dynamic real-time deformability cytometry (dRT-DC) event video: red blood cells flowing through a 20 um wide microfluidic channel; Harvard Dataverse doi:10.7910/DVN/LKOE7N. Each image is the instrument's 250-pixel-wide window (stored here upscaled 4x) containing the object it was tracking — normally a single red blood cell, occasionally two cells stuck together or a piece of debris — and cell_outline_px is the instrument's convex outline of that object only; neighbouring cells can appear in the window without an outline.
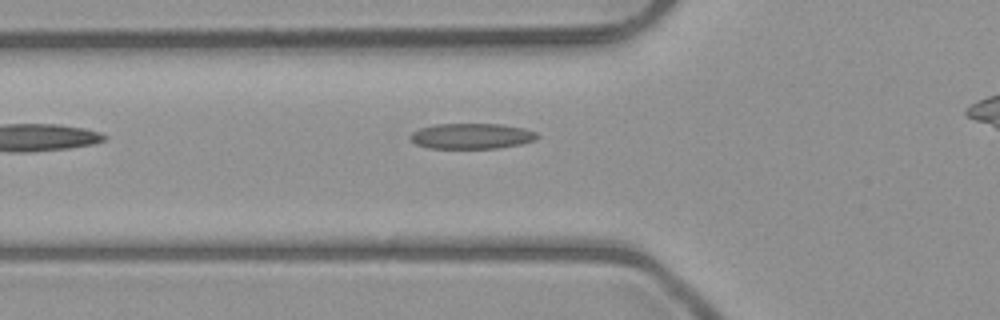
{"species": "common noctule bat (a hibernating species)", "species_latin": "Nyctalus noctula", "temperature_condition": "room temperature", "stored_images_in_passage": 5, "segment_of_instrument_passage": [1, 2], "camera_frame_rate_fps": 3000, "um_per_image_px": 0.085, "animal": {"sex": "male", "body_mass_g": 23.1, "forearm_length_mm": 52.7}, "frame": {"image": 1, "passage_image": 4, "time_ms": 3.333, "image_size_px": [1000, 320], "cell_outline_px": [[540, 136], [536, 140], [520, 144], [496, 148], [428, 148], [416, 144], [408, 136], [412, 132], [420, 128], [436, 124], [500, 124], [524, 128], [536, 132]], "centroid_in_image_um": [40.09, 11.56], "position_along_channel_um": 85.7, "area_um2": 18.9}}